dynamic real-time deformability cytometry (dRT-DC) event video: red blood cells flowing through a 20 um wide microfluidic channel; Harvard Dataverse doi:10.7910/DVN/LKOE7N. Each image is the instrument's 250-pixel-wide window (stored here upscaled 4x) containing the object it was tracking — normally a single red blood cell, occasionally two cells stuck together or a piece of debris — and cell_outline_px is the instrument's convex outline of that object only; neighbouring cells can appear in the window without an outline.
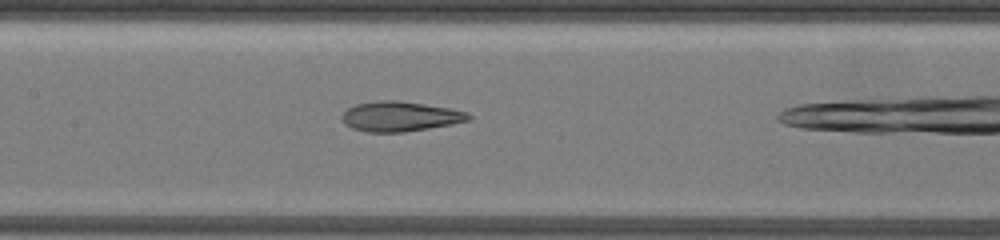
{"species": "common noctule bat (a hibernating species)", "species_latin": "Nyctalus noctula", "temperature_condition": "warm", "stored_images_in_passage": 40, "camera_frame_rate_fps": 3000, "um_per_image_px": 0.085, "animal": {"sex": "female", "body_mass_g": 19.5, "forearm_length_mm": 54.1}, "frame": {"image": 1, "passage_image": 27, "time_ms": 9.333, "image_size_px": [1000, 240], "cell_outline_px": [[472, 116], [468, 120], [452, 124], [404, 132], [368, 132], [352, 128], [344, 124], [344, 112], [348, 108], [356, 104], [380, 100], [400, 100], [448, 108], [468, 112]], "centroid_in_image_um": [34.02, 9.89], "position_along_channel_um": 173.4, "area_um2": 21.85}}
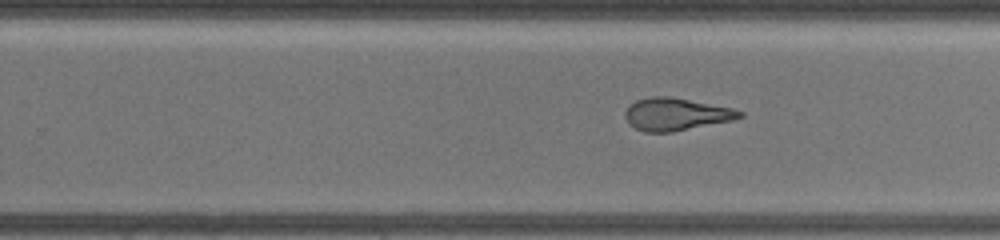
{"frame": {"image": 2, "passage_image": 34, "time_ms": 12.0, "image_size_px": [1000, 240], "cell_outline_px": [[744, 116], [732, 120], [672, 132], [644, 132], [628, 124], [624, 116], [624, 112], [636, 100], [652, 96], [668, 96], [732, 108], [744, 112]], "centroid_in_image_um": [57.44, 9.71], "position_along_channel_um": 272.4, "area_um2": 21.5}}
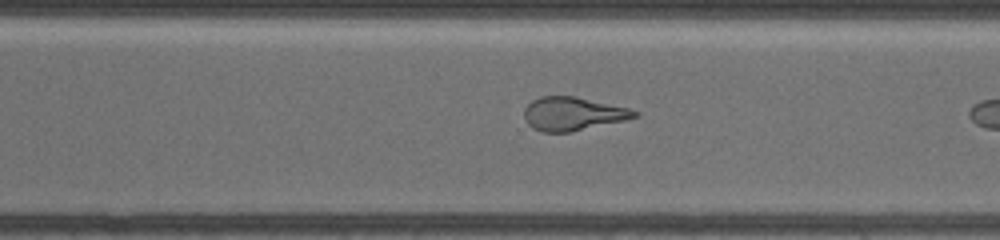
{"frame": {"image": 3, "passage_image": 37, "time_ms": 13.333, "image_size_px": [1000, 240], "cell_outline_px": [[640, 116], [624, 120], [572, 132], [540, 132], [532, 128], [528, 124], [524, 116], [524, 108], [532, 100], [540, 96], [576, 96], [628, 108], [640, 112]], "centroid_in_image_um": [48.68, 9.67], "position_along_channel_um": 321.9, "area_um2": 21.62}}